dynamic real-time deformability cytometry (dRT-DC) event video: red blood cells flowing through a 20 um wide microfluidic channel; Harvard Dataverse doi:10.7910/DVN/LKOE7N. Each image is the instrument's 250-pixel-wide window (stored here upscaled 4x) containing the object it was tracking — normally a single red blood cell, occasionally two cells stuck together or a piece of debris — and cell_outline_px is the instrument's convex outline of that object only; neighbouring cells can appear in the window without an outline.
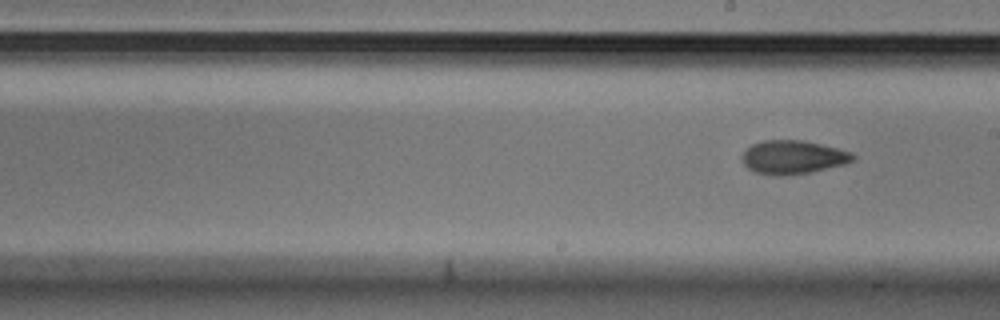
{"species": "Egyptian fruit bat (a non-hibernating species)", "species_latin": "Rousettus aegyptiacus", "temperature_condition": "cold", "stored_images_in_passage": 11, "segment_of_instrument_passage": [2, 2], "camera_frame_rate_fps": 3000, "um_per_image_px": 0.085, "animal": {"sex": "male"}, "frame": {"image": 1, "passage_image": 11, "time_ms": 3.333, "image_size_px": [1000, 320], "cell_outline_px": [[856, 160], [844, 164], [812, 172], [788, 176], [776, 176], [756, 172], [748, 168], [744, 164], [744, 152], [752, 144], [764, 140], [800, 140], [820, 144], [852, 152], [856, 156]], "centroid_in_image_um": [67.44, 13.37], "position_along_channel_um": 221.6, "area_um2": 21.62}}